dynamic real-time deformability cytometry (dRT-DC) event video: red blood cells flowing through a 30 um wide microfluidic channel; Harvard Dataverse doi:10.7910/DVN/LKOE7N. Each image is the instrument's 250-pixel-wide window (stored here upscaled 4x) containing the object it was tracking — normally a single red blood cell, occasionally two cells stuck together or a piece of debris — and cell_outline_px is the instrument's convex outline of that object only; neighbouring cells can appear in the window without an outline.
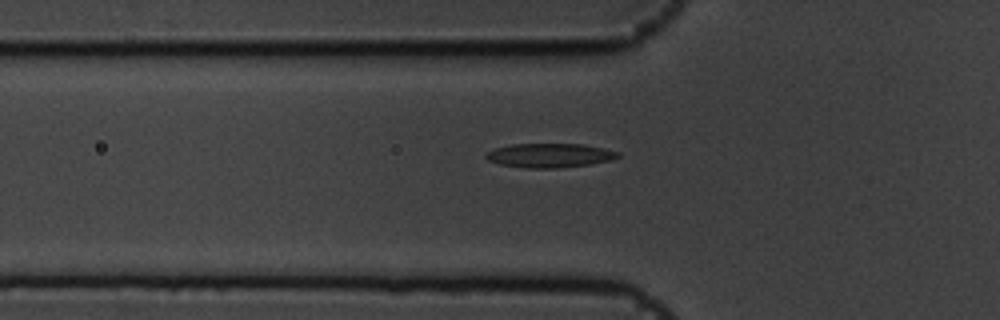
{"species": "common noctule bat (a hibernating species)", "species_latin": "Nyctalus noctula", "temperature_condition": "cold", "stored_images_in_passage": 40, "camera_frame_rate_fps": 3000, "um_per_image_px": 0.085, "animal": {"sex": "male", "body_mass_g": 19.5, "forearm_length_mm": 54.6}, "frame": {"image": 1, "passage_image": 3, "time_ms": 0.667, "image_size_px": [1000, 320], "cell_outline_px": [[620, 156], [612, 160], [592, 164], [556, 168], [524, 168], [500, 164], [488, 160], [484, 156], [488, 152], [496, 148], [512, 144], [584, 144], [604, 148], [620, 152]], "centroid_in_image_um": [46.76, 13.21], "position_along_channel_um": 79.0, "area_um2": 18.61}}
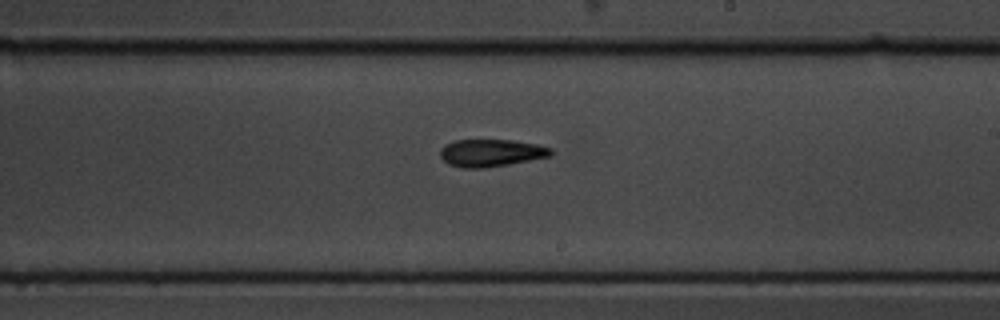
{"frame": {"image": 2, "passage_image": 17, "time_ms": 5.333, "image_size_px": [1000, 320], "cell_outline_px": [[552, 156], [508, 164], [484, 168], [464, 168], [448, 164], [440, 156], [440, 148], [444, 144], [456, 140], [512, 140], [536, 144], [552, 148]], "centroid_in_image_um": [41.73, 12.99], "position_along_channel_um": 247.3, "area_um2": 17.69}}
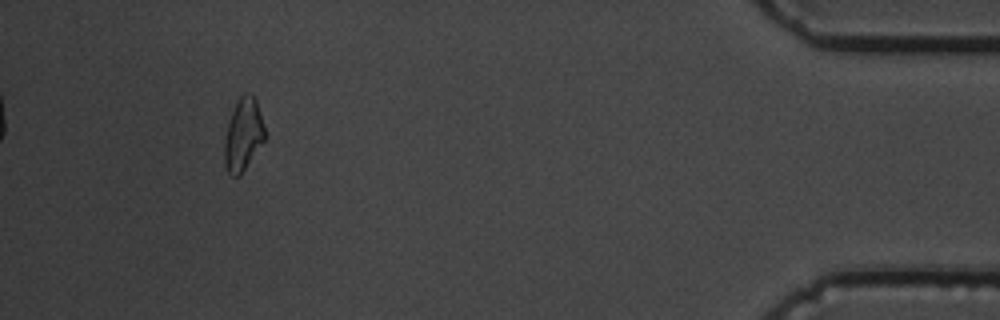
{"frame": {"image": 3, "passage_image": 36, "time_ms": 11.667, "image_size_px": [1000, 320], "cell_outline_px": [[264, 140], [240, 176], [232, 176], [228, 172], [224, 164], [224, 140], [228, 124], [232, 112], [240, 96], [244, 92], [248, 92], [256, 100], [264, 128]], "centroid_in_image_um": [20.65, 11.47], "position_along_channel_um": 414.6, "area_um2": 16.7}, "authors_computed_cell_mechanics": {"area_um2": 17.6868, "velocity_mm_per_s": 3.6037, "shape_relaxation_time_tau1_ms": 4.5264, "shape_relaxation_time_tau2_ms": 5.1632, "deformation_change_tau1": 0.1311, "deformation_change_tau2": 0.1206}}